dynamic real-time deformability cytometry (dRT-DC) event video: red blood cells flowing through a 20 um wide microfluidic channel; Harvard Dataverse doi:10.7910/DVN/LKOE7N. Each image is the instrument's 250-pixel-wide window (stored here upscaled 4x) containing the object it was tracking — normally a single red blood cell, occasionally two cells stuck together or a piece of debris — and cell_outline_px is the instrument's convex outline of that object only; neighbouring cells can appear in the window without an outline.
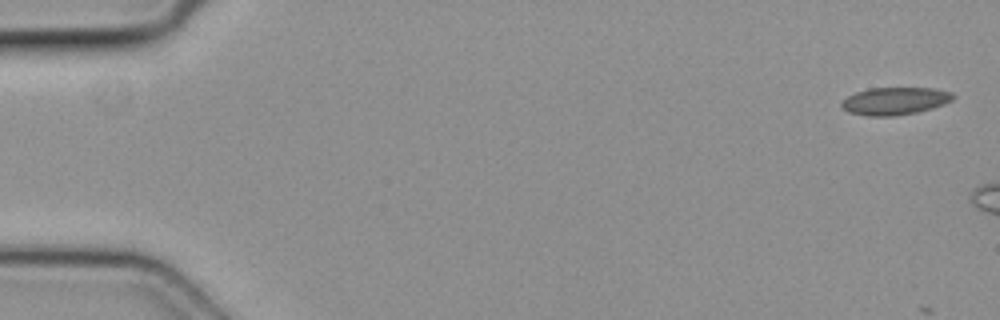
{"species": "common noctule bat (a hibernating species)", "species_latin": "Nyctalus noctula", "temperature_condition": "cold", "stored_images_in_passage": 4, "segment_of_instrument_passage": [2, 2], "camera_frame_rate_fps": 3000, "um_per_image_px": 0.085, "animal": {"sex": "female", "body_mass_g": 19.3, "forearm_length_mm": 54.1}, "frame": {"image": 1, "passage_image": 4, "time_ms": 1.0, "image_size_px": [1000, 320], "cell_outline_px": [[956, 96], [952, 100], [944, 104], [932, 108], [916, 112], [896, 116], [868, 116], [848, 112], [840, 104], [848, 96], [856, 92], [868, 88], [936, 88], [952, 92]], "centroid_in_image_um": [76.1, 8.58], "position_along_channel_um": 8.9, "area_um2": 17.92}}